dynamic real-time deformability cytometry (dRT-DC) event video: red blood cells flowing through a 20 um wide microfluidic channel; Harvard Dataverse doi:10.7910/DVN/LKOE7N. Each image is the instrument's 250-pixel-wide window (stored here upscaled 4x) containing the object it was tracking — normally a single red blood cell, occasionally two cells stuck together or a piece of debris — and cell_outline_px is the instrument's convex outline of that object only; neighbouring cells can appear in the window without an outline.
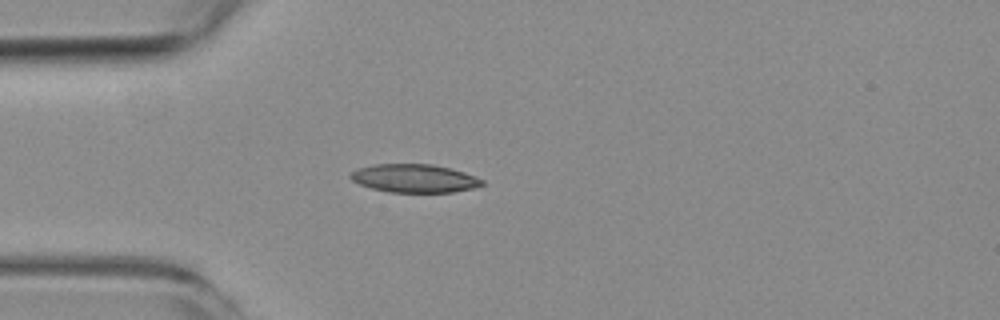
{"species": "common noctule bat (a hibernating species)", "species_latin": "Nyctalus noctula", "temperature_condition": "room temperature", "stored_images_in_passage": 1, "camera_frame_rate_fps": 3000, "um_per_image_px": 0.085, "animal": {"sex": "female", "body_mass_g": 19.3, "forearm_length_mm": 54.1}, "frame": {"image": 1, "passage_image": 1, "time_ms": 0.0, "image_size_px": [1000, 320], "cell_outline_px": [[484, 184], [476, 188], [452, 192], [388, 192], [372, 188], [360, 184], [352, 180], [348, 176], [356, 168], [376, 164], [432, 164], [464, 172], [476, 176], [484, 180]], "centroid_in_image_um": [35.24, 15.16], "position_along_channel_um": 49.8, "area_um2": 21.73}}